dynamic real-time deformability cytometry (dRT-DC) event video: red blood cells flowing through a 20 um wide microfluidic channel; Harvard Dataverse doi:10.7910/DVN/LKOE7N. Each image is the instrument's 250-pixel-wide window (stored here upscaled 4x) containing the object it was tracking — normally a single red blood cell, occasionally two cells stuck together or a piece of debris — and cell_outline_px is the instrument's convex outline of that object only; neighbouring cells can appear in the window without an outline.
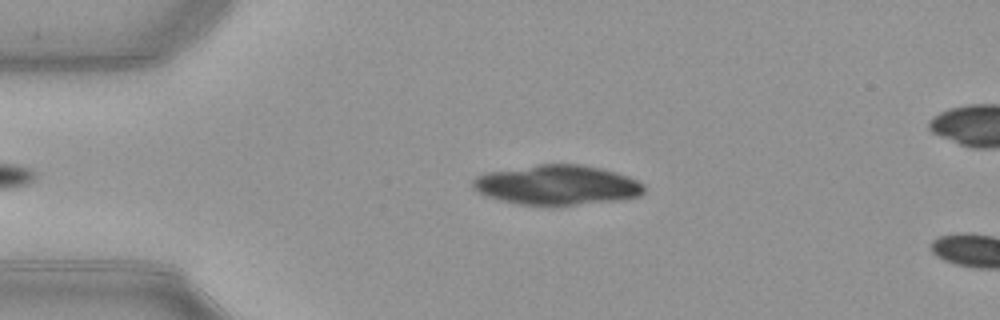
{"species": "common noctule bat (a hibernating species)", "species_latin": "Nyctalus noctula", "temperature_condition": "warm", "stored_images_in_passage": 10, "camera_frame_rate_fps": 3000, "um_per_image_px": 0.085, "animal": {"sex": "female", "body_mass_g": 21.9}, "frame": {"image": 1, "passage_image": 7, "time_ms": 2.0, "image_size_px": [1000, 320], "cell_outline_px": [[644, 192], [640, 196], [620, 200], [572, 204], [520, 204], [500, 200], [488, 196], [472, 188], [472, 180], [476, 176], [484, 172], [536, 164], [580, 164], [600, 168], [616, 172], [628, 176], [644, 184]], "centroid_in_image_um": [47.34, 15.7], "position_along_channel_um": 37.7, "area_um2": 39.48}}